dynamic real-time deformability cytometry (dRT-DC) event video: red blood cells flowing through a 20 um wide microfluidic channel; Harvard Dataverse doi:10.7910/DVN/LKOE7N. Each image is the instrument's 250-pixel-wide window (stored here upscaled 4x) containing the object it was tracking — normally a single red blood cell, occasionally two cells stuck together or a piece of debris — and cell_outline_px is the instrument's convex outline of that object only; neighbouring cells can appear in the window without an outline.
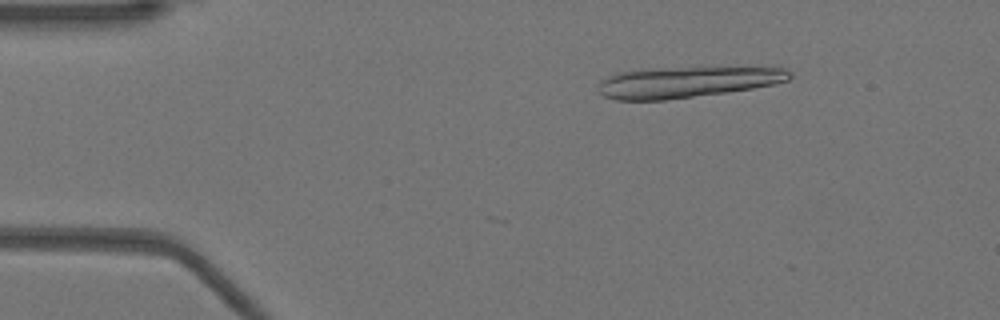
{"species": "Egyptian fruit bat (a non-hibernating species)", "species_latin": "Rousettus aegyptiacus", "temperature_condition": "warm", "stored_images_in_passage": 10, "camera_frame_rate_fps": 3000, "um_per_image_px": 0.085, "animal": {"sex": "female"}, "frame": {"image": 1, "passage_image": 7, "time_ms": 2.0, "image_size_px": [1000, 320], "cell_outline_px": [[792, 76], [788, 80], [772, 84], [752, 88], [728, 92], [664, 100], [616, 100], [604, 96], [600, 92], [600, 80], [616, 72], [652, 68], [784, 68], [792, 72]], "centroid_in_image_um": [58.34, 6.98], "position_along_channel_um": 26.7, "area_um2": 34.16}}